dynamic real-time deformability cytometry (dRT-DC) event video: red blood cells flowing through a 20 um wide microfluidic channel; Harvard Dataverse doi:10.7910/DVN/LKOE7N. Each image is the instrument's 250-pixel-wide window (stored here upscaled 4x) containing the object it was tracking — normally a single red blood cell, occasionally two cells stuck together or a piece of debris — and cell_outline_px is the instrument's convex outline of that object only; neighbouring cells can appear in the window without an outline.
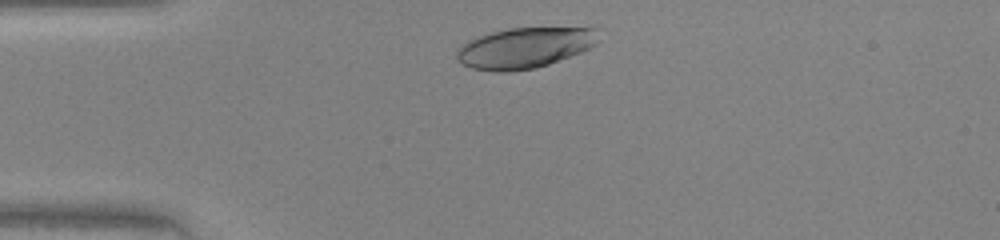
{"species": "human", "species_latin": "Homo sapiens", "temperature_condition": "warm", "stored_images_in_passage": 29, "camera_frame_rate_fps": 3000, "um_per_image_px": 0.085, "donor": {"sex": "female"}, "frame": {"image": 1, "passage_image": 2, "time_ms": 0.333, "image_size_px": [1000, 240], "cell_outline_px": [[596, 44], [580, 52], [548, 64], [536, 68], [508, 72], [496, 72], [472, 68], [456, 60], [456, 52], [468, 40], [476, 36], [508, 28], [596, 28]], "centroid_in_image_um": [44.53, 4.07], "position_along_channel_um": 40.5, "area_um2": 33.23}}
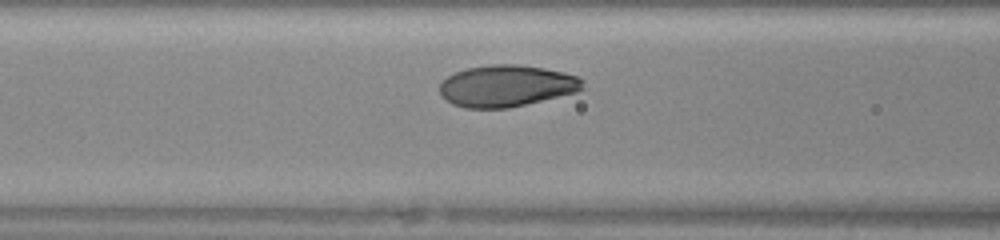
{"frame": {"image": 2, "passage_image": 10, "time_ms": 3.0, "image_size_px": [1000, 240], "cell_outline_px": [[584, 88], [576, 92], [508, 108], [464, 108], [452, 104], [440, 96], [440, 84], [448, 76], [456, 72], [468, 68], [492, 64], [516, 64], [544, 68], [564, 72], [576, 76], [584, 80]], "centroid_in_image_um": [43.05, 7.3], "position_along_channel_um": 123.6, "area_um2": 34.62}}
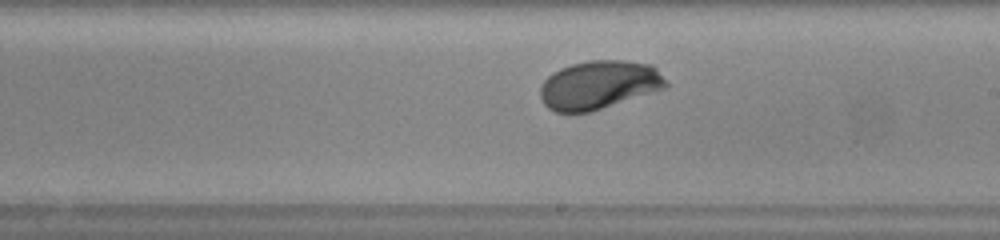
{"frame": {"image": 3, "passage_image": 18, "time_ms": 5.667, "image_size_px": [1000, 240], "cell_outline_px": [[668, 88], [588, 112], [556, 112], [548, 108], [544, 104], [540, 96], [540, 84], [552, 72], [560, 68], [572, 64], [588, 60], [624, 60], [652, 64], [656, 68], [668, 84]], "centroid_in_image_um": [50.91, 7.2], "position_along_channel_um": 238.1, "area_um2": 35.66}}